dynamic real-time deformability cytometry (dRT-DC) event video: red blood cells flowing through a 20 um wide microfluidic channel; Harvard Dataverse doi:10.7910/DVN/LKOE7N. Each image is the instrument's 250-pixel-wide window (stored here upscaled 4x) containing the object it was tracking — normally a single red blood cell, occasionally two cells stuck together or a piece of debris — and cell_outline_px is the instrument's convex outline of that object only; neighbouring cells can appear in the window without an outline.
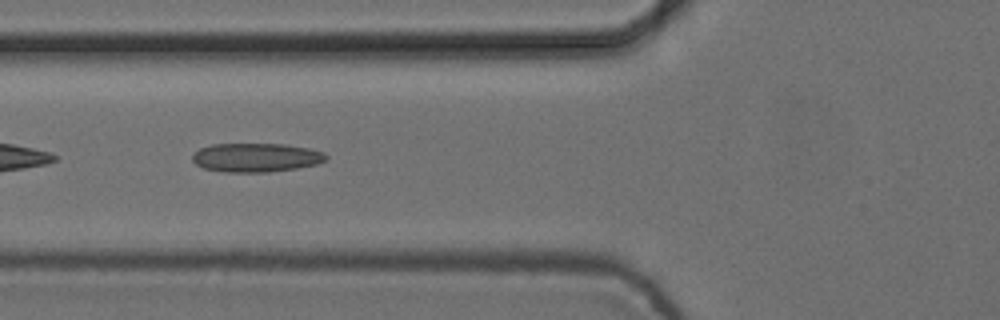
{"species": "common noctule bat (a hibernating species)", "species_latin": "Nyctalus noctula", "temperature_condition": "cold", "stored_images_in_passage": 8, "camera_frame_rate_fps": 3000, "um_per_image_px": 0.085, "animal": {"sex": "female", "body_mass_g": 24.6, "forearm_length_mm": 56.2}, "frame": {"image": 1, "passage_image": 6, "time_ms": 1.667, "image_size_px": [1000, 320], "cell_outline_px": [[328, 156], [324, 160], [316, 164], [296, 168], [268, 172], [224, 172], [204, 168], [196, 164], [192, 160], [192, 156], [200, 148], [212, 144], [284, 144], [312, 148], [324, 152]], "centroid_in_image_um": [21.77, 13.38], "position_along_channel_um": 104.0, "area_um2": 22.48}}
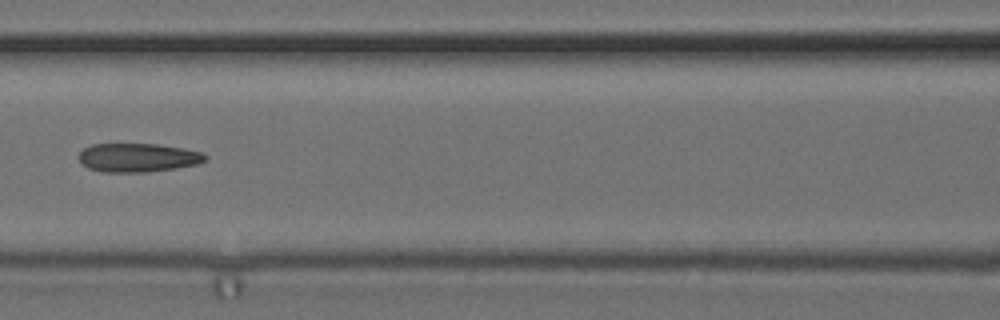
{"frame": {"image": 2, "passage_image": 7, "time_ms": 2.0, "image_size_px": [1000, 320], "cell_outline_px": [[208, 156], [204, 160], [196, 164], [176, 168], [148, 172], [100, 172], [88, 168], [76, 156], [84, 148], [92, 144], [160, 144], [184, 148], [200, 152]], "centroid_in_image_um": [11.69, 13.39], "position_along_channel_um": 154.9, "area_um2": 21.21}}
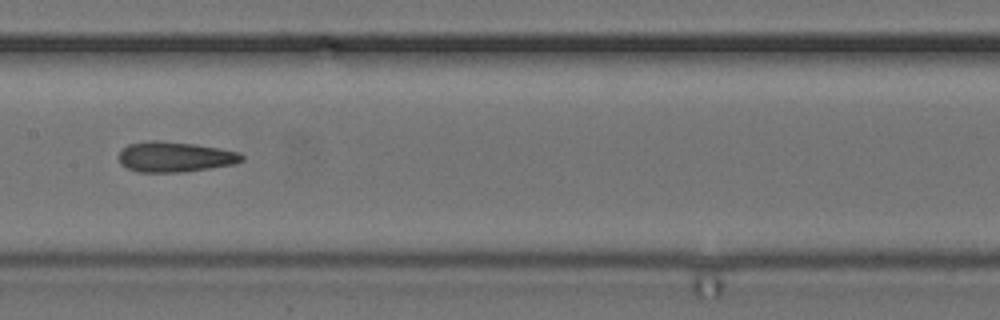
{"frame": {"image": 3, "passage_image": 8, "time_ms": 2.333, "image_size_px": [1000, 320], "cell_outline_px": [[244, 160], [232, 164], [184, 172], [136, 172], [120, 164], [120, 152], [128, 144], [152, 140], [156, 140], [196, 144], [240, 152], [244, 156]], "centroid_in_image_um": [14.87, 13.33], "position_along_channel_um": 192.5, "area_um2": 21.62}}